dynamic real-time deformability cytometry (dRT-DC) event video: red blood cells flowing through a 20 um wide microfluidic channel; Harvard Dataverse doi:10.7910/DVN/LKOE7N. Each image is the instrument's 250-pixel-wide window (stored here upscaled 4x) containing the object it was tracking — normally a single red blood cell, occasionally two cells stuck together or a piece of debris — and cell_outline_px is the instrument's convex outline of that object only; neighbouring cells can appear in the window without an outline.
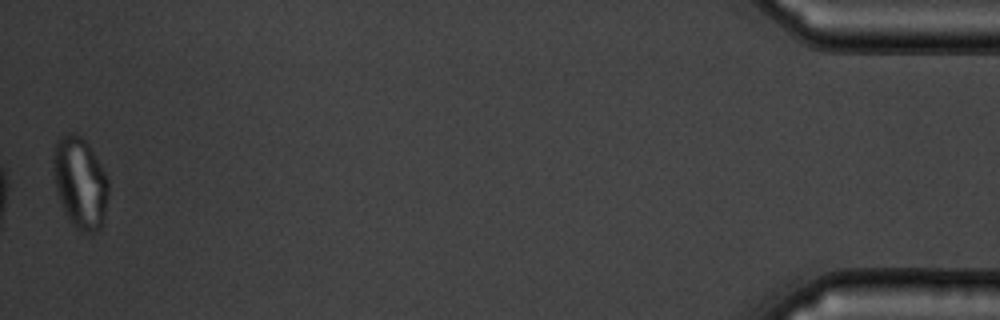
{"species": "common noctule bat (a hibernating species)", "species_latin": "Nyctalus noctula", "temperature_condition": "warm", "stored_images_in_passage": 37, "camera_frame_rate_fps": 3000, "um_per_image_px": 0.085, "animal": {"sex": "male", "body_mass_g": 19.5, "forearm_length_mm": 54.6}, "frame": {"image": 1, "passage_image": 37, "time_ms": 12.0, "image_size_px": [1000, 320], "cell_outline_px": [[108, 196], [100, 228], [96, 232], [88, 232], [76, 228], [72, 224], [60, 200], [56, 188], [52, 164], [52, 160], [56, 140], [68, 132], [72, 132], [80, 136], [88, 144], [96, 156], [108, 180]], "centroid_in_image_um": [6.8, 15.48], "position_along_channel_um": 428.4, "area_um2": 28.84}, "authors_computed_cell_mechanics": {"area_um2": 25.8944, "velocity_mm_per_s": 3.8179, "shape_relaxation_time_tau1_ms": 5.7172, "shape_relaxation_time_tau2_ms": 0.9896, "deformation_change_tau1": 0.1229, "deformation_change_tau2": 0.0525}}